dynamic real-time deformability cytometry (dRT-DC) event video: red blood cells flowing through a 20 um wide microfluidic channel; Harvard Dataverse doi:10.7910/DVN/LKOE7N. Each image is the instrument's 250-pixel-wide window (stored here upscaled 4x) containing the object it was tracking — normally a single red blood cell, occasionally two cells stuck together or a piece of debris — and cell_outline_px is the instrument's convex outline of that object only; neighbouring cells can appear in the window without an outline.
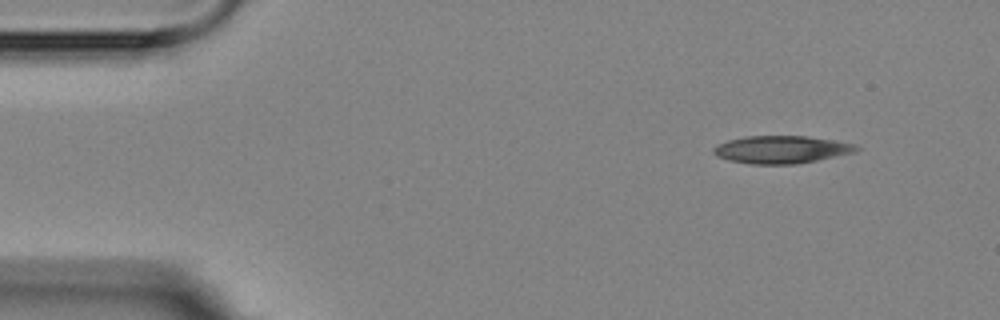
{"species": "Egyptian fruit bat (a non-hibernating species)", "species_latin": "Rousettus aegyptiacus", "temperature_condition": "room temperature", "stored_images_in_passage": 5, "camera_frame_rate_fps": 3000, "um_per_image_px": 0.085, "animal": {"sex": "female"}, "frame": {"image": 1, "passage_image": 2, "time_ms": 1.0, "image_size_px": [1000, 320], "cell_outline_px": [[860, 148], [856, 152], [796, 164], [752, 164], [728, 160], [716, 156], [712, 152], [712, 148], [716, 144], [728, 140], [748, 136], [808, 136], [836, 140], [856, 144]], "centroid_in_image_um": [66.41, 12.7], "position_along_channel_um": 18.6, "area_um2": 23.12}}